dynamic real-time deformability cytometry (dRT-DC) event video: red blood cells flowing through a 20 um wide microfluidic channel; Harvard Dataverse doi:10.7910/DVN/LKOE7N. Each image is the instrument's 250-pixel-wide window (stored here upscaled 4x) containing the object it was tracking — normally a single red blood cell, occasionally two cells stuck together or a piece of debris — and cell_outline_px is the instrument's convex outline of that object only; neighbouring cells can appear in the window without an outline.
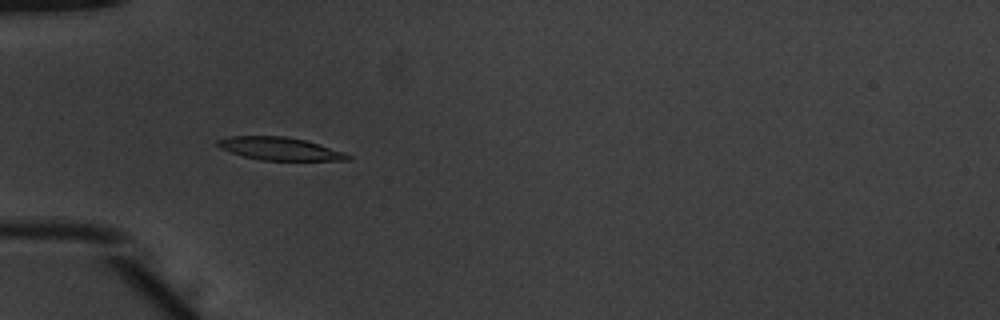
{"species": "common noctule bat (a hibernating species)", "species_latin": "Nyctalus noctula", "temperature_condition": "warm", "stored_images_in_passage": 38, "camera_frame_rate_fps": 3000, "um_per_image_px": 0.085, "animal": {"sex": "male", "body_mass_g": 20.1, "forearm_length_mm": 53.5}, "frame": {"image": 1, "passage_image": 3, "time_ms": 0.667, "image_size_px": [1000, 320], "cell_outline_px": [[352, 160], [260, 160], [244, 156], [220, 148], [216, 144], [216, 140], [228, 136], [288, 136], [304, 140], [344, 152], [352, 156]], "centroid_in_image_um": [23.76, 12.63], "position_along_channel_um": 61.2, "area_um2": 17.22}}
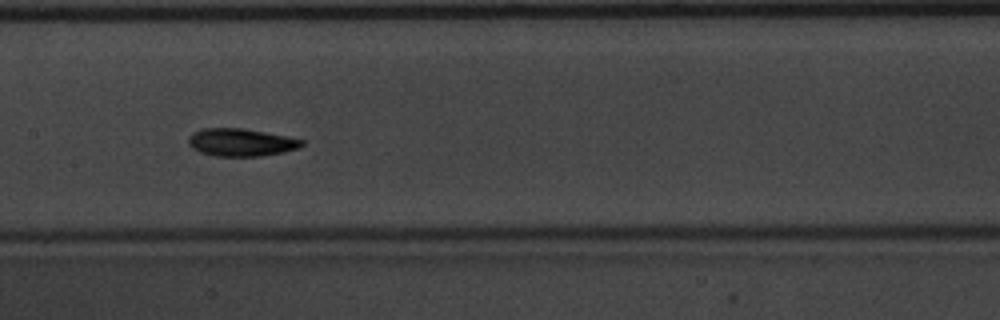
{"frame": {"image": 2, "passage_image": 13, "time_ms": 4.0, "image_size_px": [1000, 320], "cell_outline_px": [[304, 144], [300, 148], [284, 152], [260, 156], [216, 156], [200, 152], [192, 148], [188, 144], [188, 136], [192, 132], [204, 128], [244, 128], [288, 136], [304, 140]], "centroid_in_image_um": [20.49, 12.09], "position_along_channel_um": 186.9, "area_um2": 18.5}}
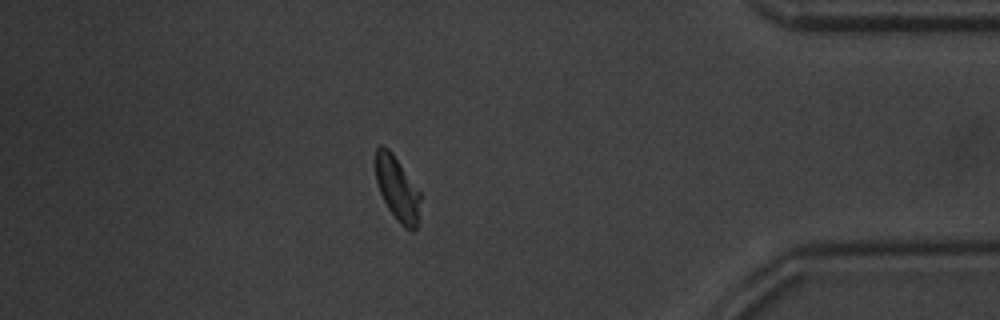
{"frame": {"image": 3, "passage_image": 32, "time_ms": 10.333, "image_size_px": [1000, 320], "cell_outline_px": [[420, 200], [416, 228], [412, 232], [404, 228], [396, 220], [388, 208], [380, 192], [376, 180], [376, 148], [380, 144], [388, 148], [392, 152], [420, 192]], "centroid_in_image_um": [33.76, 16.05], "position_along_channel_um": 401.4, "area_um2": 16.59}, "authors_computed_cell_mechanics": {"area_um2": 17.3111, "velocity_mm_per_s": 3.9043, "shape_relaxation_time_tau1_ms": 3.3131, "shape_relaxation_time_tau2_ms": 3.0229, "deformation_change_tau1": 0.1356, "deformation_change_tau2": 0.0759}}